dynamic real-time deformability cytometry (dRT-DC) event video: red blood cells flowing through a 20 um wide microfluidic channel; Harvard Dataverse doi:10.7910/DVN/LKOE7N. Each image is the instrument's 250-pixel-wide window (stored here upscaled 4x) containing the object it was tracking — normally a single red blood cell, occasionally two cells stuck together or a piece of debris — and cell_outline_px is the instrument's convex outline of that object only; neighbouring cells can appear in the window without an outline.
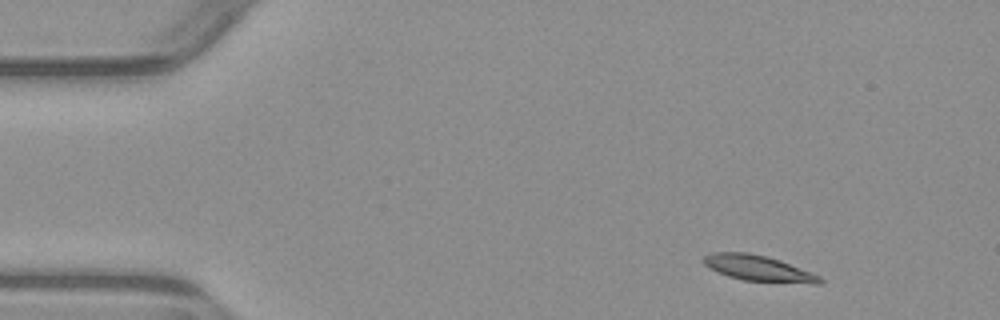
{"species": "common noctule bat (a hibernating species)", "species_latin": "Nyctalus noctula", "temperature_condition": "warm", "stored_images_in_passage": 3, "camera_frame_rate_fps": 3000, "um_per_image_px": 0.085, "animal": {"sex": "male", "body_mass_g": 23.1, "forearm_length_mm": 52.7}, "frame": {"image": 1, "passage_image": 1, "time_ms": 0.0, "image_size_px": [1000, 320], "cell_outline_px": [[824, 280], [820, 284], [812, 284], [744, 280], [728, 276], [708, 268], [700, 260], [704, 256], [712, 252], [748, 252], [780, 260], [812, 272], [820, 276]], "centroid_in_image_um": [64.45, 22.8], "position_along_channel_um": 20.5, "area_um2": 17.57}}